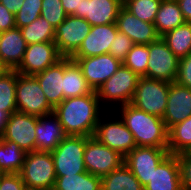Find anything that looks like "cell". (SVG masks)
<instances>
[{
  "label": "cell",
  "mask_w": 191,
  "mask_h": 190,
  "mask_svg": "<svg viewBox=\"0 0 191 190\" xmlns=\"http://www.w3.org/2000/svg\"><path fill=\"white\" fill-rule=\"evenodd\" d=\"M123 5L119 0H81L80 11L72 15L84 18L91 26L116 23Z\"/></svg>",
  "instance_id": "cell-19"
},
{
  "label": "cell",
  "mask_w": 191,
  "mask_h": 190,
  "mask_svg": "<svg viewBox=\"0 0 191 190\" xmlns=\"http://www.w3.org/2000/svg\"><path fill=\"white\" fill-rule=\"evenodd\" d=\"M169 154L168 148L136 146L124 157V164L144 187L149 183L158 165Z\"/></svg>",
  "instance_id": "cell-10"
},
{
  "label": "cell",
  "mask_w": 191,
  "mask_h": 190,
  "mask_svg": "<svg viewBox=\"0 0 191 190\" xmlns=\"http://www.w3.org/2000/svg\"><path fill=\"white\" fill-rule=\"evenodd\" d=\"M0 2L13 14H16L21 6L23 5L24 0H0Z\"/></svg>",
  "instance_id": "cell-44"
},
{
  "label": "cell",
  "mask_w": 191,
  "mask_h": 190,
  "mask_svg": "<svg viewBox=\"0 0 191 190\" xmlns=\"http://www.w3.org/2000/svg\"><path fill=\"white\" fill-rule=\"evenodd\" d=\"M175 82L191 89V53L179 59Z\"/></svg>",
  "instance_id": "cell-38"
},
{
  "label": "cell",
  "mask_w": 191,
  "mask_h": 190,
  "mask_svg": "<svg viewBox=\"0 0 191 190\" xmlns=\"http://www.w3.org/2000/svg\"><path fill=\"white\" fill-rule=\"evenodd\" d=\"M101 121L100 117L93 134L97 141L117 151L123 157L137 146L133 134L122 119L105 123Z\"/></svg>",
  "instance_id": "cell-13"
},
{
  "label": "cell",
  "mask_w": 191,
  "mask_h": 190,
  "mask_svg": "<svg viewBox=\"0 0 191 190\" xmlns=\"http://www.w3.org/2000/svg\"><path fill=\"white\" fill-rule=\"evenodd\" d=\"M50 118L52 120H49ZM35 130L36 151L51 152L67 136L58 117L54 113L41 117L36 116Z\"/></svg>",
  "instance_id": "cell-21"
},
{
  "label": "cell",
  "mask_w": 191,
  "mask_h": 190,
  "mask_svg": "<svg viewBox=\"0 0 191 190\" xmlns=\"http://www.w3.org/2000/svg\"><path fill=\"white\" fill-rule=\"evenodd\" d=\"M191 116V89L176 82L169 84L167 106L163 121L167 129Z\"/></svg>",
  "instance_id": "cell-18"
},
{
  "label": "cell",
  "mask_w": 191,
  "mask_h": 190,
  "mask_svg": "<svg viewBox=\"0 0 191 190\" xmlns=\"http://www.w3.org/2000/svg\"><path fill=\"white\" fill-rule=\"evenodd\" d=\"M191 145V116L168 130V152L184 153Z\"/></svg>",
  "instance_id": "cell-31"
},
{
  "label": "cell",
  "mask_w": 191,
  "mask_h": 190,
  "mask_svg": "<svg viewBox=\"0 0 191 190\" xmlns=\"http://www.w3.org/2000/svg\"><path fill=\"white\" fill-rule=\"evenodd\" d=\"M180 167L182 190H191V157L184 153L177 154Z\"/></svg>",
  "instance_id": "cell-39"
},
{
  "label": "cell",
  "mask_w": 191,
  "mask_h": 190,
  "mask_svg": "<svg viewBox=\"0 0 191 190\" xmlns=\"http://www.w3.org/2000/svg\"><path fill=\"white\" fill-rule=\"evenodd\" d=\"M144 190H182L177 155L169 154L158 165Z\"/></svg>",
  "instance_id": "cell-20"
},
{
  "label": "cell",
  "mask_w": 191,
  "mask_h": 190,
  "mask_svg": "<svg viewBox=\"0 0 191 190\" xmlns=\"http://www.w3.org/2000/svg\"><path fill=\"white\" fill-rule=\"evenodd\" d=\"M185 22L176 0H162L153 24L158 36L162 37Z\"/></svg>",
  "instance_id": "cell-25"
},
{
  "label": "cell",
  "mask_w": 191,
  "mask_h": 190,
  "mask_svg": "<svg viewBox=\"0 0 191 190\" xmlns=\"http://www.w3.org/2000/svg\"><path fill=\"white\" fill-rule=\"evenodd\" d=\"M139 76L123 64L98 89L99 101H113L121 103L120 106L131 103L137 87Z\"/></svg>",
  "instance_id": "cell-7"
},
{
  "label": "cell",
  "mask_w": 191,
  "mask_h": 190,
  "mask_svg": "<svg viewBox=\"0 0 191 190\" xmlns=\"http://www.w3.org/2000/svg\"><path fill=\"white\" fill-rule=\"evenodd\" d=\"M169 84L162 80L139 77L131 104L162 119L167 106Z\"/></svg>",
  "instance_id": "cell-6"
},
{
  "label": "cell",
  "mask_w": 191,
  "mask_h": 190,
  "mask_svg": "<svg viewBox=\"0 0 191 190\" xmlns=\"http://www.w3.org/2000/svg\"><path fill=\"white\" fill-rule=\"evenodd\" d=\"M16 28L15 14L0 2V32Z\"/></svg>",
  "instance_id": "cell-41"
},
{
  "label": "cell",
  "mask_w": 191,
  "mask_h": 190,
  "mask_svg": "<svg viewBox=\"0 0 191 190\" xmlns=\"http://www.w3.org/2000/svg\"><path fill=\"white\" fill-rule=\"evenodd\" d=\"M149 45L134 44L122 64L139 77H147Z\"/></svg>",
  "instance_id": "cell-33"
},
{
  "label": "cell",
  "mask_w": 191,
  "mask_h": 190,
  "mask_svg": "<svg viewBox=\"0 0 191 190\" xmlns=\"http://www.w3.org/2000/svg\"><path fill=\"white\" fill-rule=\"evenodd\" d=\"M24 190H44V189L25 186Z\"/></svg>",
  "instance_id": "cell-48"
},
{
  "label": "cell",
  "mask_w": 191,
  "mask_h": 190,
  "mask_svg": "<svg viewBox=\"0 0 191 190\" xmlns=\"http://www.w3.org/2000/svg\"><path fill=\"white\" fill-rule=\"evenodd\" d=\"M67 15L80 11L81 0H60Z\"/></svg>",
  "instance_id": "cell-42"
},
{
  "label": "cell",
  "mask_w": 191,
  "mask_h": 190,
  "mask_svg": "<svg viewBox=\"0 0 191 190\" xmlns=\"http://www.w3.org/2000/svg\"><path fill=\"white\" fill-rule=\"evenodd\" d=\"M19 174L27 187L52 190L56 173L51 152H27Z\"/></svg>",
  "instance_id": "cell-4"
},
{
  "label": "cell",
  "mask_w": 191,
  "mask_h": 190,
  "mask_svg": "<svg viewBox=\"0 0 191 190\" xmlns=\"http://www.w3.org/2000/svg\"><path fill=\"white\" fill-rule=\"evenodd\" d=\"M92 26L87 20L73 15L55 28L54 42L63 57H71L81 46L83 40L91 31Z\"/></svg>",
  "instance_id": "cell-11"
},
{
  "label": "cell",
  "mask_w": 191,
  "mask_h": 190,
  "mask_svg": "<svg viewBox=\"0 0 191 190\" xmlns=\"http://www.w3.org/2000/svg\"><path fill=\"white\" fill-rule=\"evenodd\" d=\"M63 56L55 42H42L27 45L22 62L16 71L19 74L34 76L55 65Z\"/></svg>",
  "instance_id": "cell-12"
},
{
  "label": "cell",
  "mask_w": 191,
  "mask_h": 190,
  "mask_svg": "<svg viewBox=\"0 0 191 190\" xmlns=\"http://www.w3.org/2000/svg\"><path fill=\"white\" fill-rule=\"evenodd\" d=\"M11 69L5 64V62L0 58V77L8 73Z\"/></svg>",
  "instance_id": "cell-46"
},
{
  "label": "cell",
  "mask_w": 191,
  "mask_h": 190,
  "mask_svg": "<svg viewBox=\"0 0 191 190\" xmlns=\"http://www.w3.org/2000/svg\"><path fill=\"white\" fill-rule=\"evenodd\" d=\"M26 48L27 43L20 28L0 32V58L11 70L19 67Z\"/></svg>",
  "instance_id": "cell-23"
},
{
  "label": "cell",
  "mask_w": 191,
  "mask_h": 190,
  "mask_svg": "<svg viewBox=\"0 0 191 190\" xmlns=\"http://www.w3.org/2000/svg\"><path fill=\"white\" fill-rule=\"evenodd\" d=\"M9 114L5 111H2L0 109V138L3 136L5 128H6V123L9 119Z\"/></svg>",
  "instance_id": "cell-45"
},
{
  "label": "cell",
  "mask_w": 191,
  "mask_h": 190,
  "mask_svg": "<svg viewBox=\"0 0 191 190\" xmlns=\"http://www.w3.org/2000/svg\"><path fill=\"white\" fill-rule=\"evenodd\" d=\"M71 59L77 62L88 85L94 91H97V89L107 81L122 64V62L115 59L109 53L86 58Z\"/></svg>",
  "instance_id": "cell-15"
},
{
  "label": "cell",
  "mask_w": 191,
  "mask_h": 190,
  "mask_svg": "<svg viewBox=\"0 0 191 190\" xmlns=\"http://www.w3.org/2000/svg\"><path fill=\"white\" fill-rule=\"evenodd\" d=\"M27 45L54 42L55 28L43 17L39 16L29 25L20 28Z\"/></svg>",
  "instance_id": "cell-30"
},
{
  "label": "cell",
  "mask_w": 191,
  "mask_h": 190,
  "mask_svg": "<svg viewBox=\"0 0 191 190\" xmlns=\"http://www.w3.org/2000/svg\"><path fill=\"white\" fill-rule=\"evenodd\" d=\"M124 163V157L117 151L97 141L94 137L86 136L84 164L87 172L103 177Z\"/></svg>",
  "instance_id": "cell-9"
},
{
  "label": "cell",
  "mask_w": 191,
  "mask_h": 190,
  "mask_svg": "<svg viewBox=\"0 0 191 190\" xmlns=\"http://www.w3.org/2000/svg\"><path fill=\"white\" fill-rule=\"evenodd\" d=\"M133 46L134 42L127 35L118 31L111 43L109 54L120 62H123Z\"/></svg>",
  "instance_id": "cell-37"
},
{
  "label": "cell",
  "mask_w": 191,
  "mask_h": 190,
  "mask_svg": "<svg viewBox=\"0 0 191 190\" xmlns=\"http://www.w3.org/2000/svg\"><path fill=\"white\" fill-rule=\"evenodd\" d=\"M34 77L38 80L47 101L53 108L64 100V57L55 65L46 68L44 71L34 75Z\"/></svg>",
  "instance_id": "cell-22"
},
{
  "label": "cell",
  "mask_w": 191,
  "mask_h": 190,
  "mask_svg": "<svg viewBox=\"0 0 191 190\" xmlns=\"http://www.w3.org/2000/svg\"><path fill=\"white\" fill-rule=\"evenodd\" d=\"M0 109L9 115L17 112L16 70H10L0 77Z\"/></svg>",
  "instance_id": "cell-32"
},
{
  "label": "cell",
  "mask_w": 191,
  "mask_h": 190,
  "mask_svg": "<svg viewBox=\"0 0 191 190\" xmlns=\"http://www.w3.org/2000/svg\"><path fill=\"white\" fill-rule=\"evenodd\" d=\"M121 2L122 5H124L126 2H128L129 0H119Z\"/></svg>",
  "instance_id": "cell-49"
},
{
  "label": "cell",
  "mask_w": 191,
  "mask_h": 190,
  "mask_svg": "<svg viewBox=\"0 0 191 190\" xmlns=\"http://www.w3.org/2000/svg\"><path fill=\"white\" fill-rule=\"evenodd\" d=\"M122 119L137 146L168 147V129L163 119L150 115L131 103L120 107Z\"/></svg>",
  "instance_id": "cell-2"
},
{
  "label": "cell",
  "mask_w": 191,
  "mask_h": 190,
  "mask_svg": "<svg viewBox=\"0 0 191 190\" xmlns=\"http://www.w3.org/2000/svg\"><path fill=\"white\" fill-rule=\"evenodd\" d=\"M36 116L20 112L12 113L6 123L3 136L27 152L36 151Z\"/></svg>",
  "instance_id": "cell-14"
},
{
  "label": "cell",
  "mask_w": 191,
  "mask_h": 190,
  "mask_svg": "<svg viewBox=\"0 0 191 190\" xmlns=\"http://www.w3.org/2000/svg\"><path fill=\"white\" fill-rule=\"evenodd\" d=\"M85 146L86 136L67 135L51 151L56 177L76 175L87 171L84 164Z\"/></svg>",
  "instance_id": "cell-3"
},
{
  "label": "cell",
  "mask_w": 191,
  "mask_h": 190,
  "mask_svg": "<svg viewBox=\"0 0 191 190\" xmlns=\"http://www.w3.org/2000/svg\"><path fill=\"white\" fill-rule=\"evenodd\" d=\"M184 154L188 157H191V145L187 148V150L184 152Z\"/></svg>",
  "instance_id": "cell-47"
},
{
  "label": "cell",
  "mask_w": 191,
  "mask_h": 190,
  "mask_svg": "<svg viewBox=\"0 0 191 190\" xmlns=\"http://www.w3.org/2000/svg\"><path fill=\"white\" fill-rule=\"evenodd\" d=\"M26 152L18 144L0 138V171L3 174L20 173Z\"/></svg>",
  "instance_id": "cell-27"
},
{
  "label": "cell",
  "mask_w": 191,
  "mask_h": 190,
  "mask_svg": "<svg viewBox=\"0 0 191 190\" xmlns=\"http://www.w3.org/2000/svg\"><path fill=\"white\" fill-rule=\"evenodd\" d=\"M186 22L191 23V0H176Z\"/></svg>",
  "instance_id": "cell-43"
},
{
  "label": "cell",
  "mask_w": 191,
  "mask_h": 190,
  "mask_svg": "<svg viewBox=\"0 0 191 190\" xmlns=\"http://www.w3.org/2000/svg\"><path fill=\"white\" fill-rule=\"evenodd\" d=\"M92 91V88L88 85L77 62L70 57H64V99L87 95Z\"/></svg>",
  "instance_id": "cell-24"
},
{
  "label": "cell",
  "mask_w": 191,
  "mask_h": 190,
  "mask_svg": "<svg viewBox=\"0 0 191 190\" xmlns=\"http://www.w3.org/2000/svg\"><path fill=\"white\" fill-rule=\"evenodd\" d=\"M52 190H102L101 177L84 172L56 177Z\"/></svg>",
  "instance_id": "cell-28"
},
{
  "label": "cell",
  "mask_w": 191,
  "mask_h": 190,
  "mask_svg": "<svg viewBox=\"0 0 191 190\" xmlns=\"http://www.w3.org/2000/svg\"><path fill=\"white\" fill-rule=\"evenodd\" d=\"M17 112L41 117L53 113L38 80L34 76L19 74L16 71Z\"/></svg>",
  "instance_id": "cell-5"
},
{
  "label": "cell",
  "mask_w": 191,
  "mask_h": 190,
  "mask_svg": "<svg viewBox=\"0 0 191 190\" xmlns=\"http://www.w3.org/2000/svg\"><path fill=\"white\" fill-rule=\"evenodd\" d=\"M116 25L134 44L149 45L159 38L153 23L140 20L124 6L118 12Z\"/></svg>",
  "instance_id": "cell-17"
},
{
  "label": "cell",
  "mask_w": 191,
  "mask_h": 190,
  "mask_svg": "<svg viewBox=\"0 0 191 190\" xmlns=\"http://www.w3.org/2000/svg\"><path fill=\"white\" fill-rule=\"evenodd\" d=\"M25 184L19 173L2 174L0 176V190H24Z\"/></svg>",
  "instance_id": "cell-40"
},
{
  "label": "cell",
  "mask_w": 191,
  "mask_h": 190,
  "mask_svg": "<svg viewBox=\"0 0 191 190\" xmlns=\"http://www.w3.org/2000/svg\"><path fill=\"white\" fill-rule=\"evenodd\" d=\"M117 32L116 23L92 26L79 49L70 58H86L108 54Z\"/></svg>",
  "instance_id": "cell-16"
},
{
  "label": "cell",
  "mask_w": 191,
  "mask_h": 190,
  "mask_svg": "<svg viewBox=\"0 0 191 190\" xmlns=\"http://www.w3.org/2000/svg\"><path fill=\"white\" fill-rule=\"evenodd\" d=\"M40 16L56 28L66 19L67 14L60 0H42Z\"/></svg>",
  "instance_id": "cell-36"
},
{
  "label": "cell",
  "mask_w": 191,
  "mask_h": 190,
  "mask_svg": "<svg viewBox=\"0 0 191 190\" xmlns=\"http://www.w3.org/2000/svg\"><path fill=\"white\" fill-rule=\"evenodd\" d=\"M162 0H129L123 6L142 21L154 23Z\"/></svg>",
  "instance_id": "cell-34"
},
{
  "label": "cell",
  "mask_w": 191,
  "mask_h": 190,
  "mask_svg": "<svg viewBox=\"0 0 191 190\" xmlns=\"http://www.w3.org/2000/svg\"><path fill=\"white\" fill-rule=\"evenodd\" d=\"M42 0H24L20 10L15 14L16 28L29 25L41 14Z\"/></svg>",
  "instance_id": "cell-35"
},
{
  "label": "cell",
  "mask_w": 191,
  "mask_h": 190,
  "mask_svg": "<svg viewBox=\"0 0 191 190\" xmlns=\"http://www.w3.org/2000/svg\"><path fill=\"white\" fill-rule=\"evenodd\" d=\"M168 48L180 59L191 53V23L185 22L162 36Z\"/></svg>",
  "instance_id": "cell-29"
},
{
  "label": "cell",
  "mask_w": 191,
  "mask_h": 190,
  "mask_svg": "<svg viewBox=\"0 0 191 190\" xmlns=\"http://www.w3.org/2000/svg\"><path fill=\"white\" fill-rule=\"evenodd\" d=\"M178 64L179 58L168 48L162 37L149 44L147 78L175 82Z\"/></svg>",
  "instance_id": "cell-8"
},
{
  "label": "cell",
  "mask_w": 191,
  "mask_h": 190,
  "mask_svg": "<svg viewBox=\"0 0 191 190\" xmlns=\"http://www.w3.org/2000/svg\"><path fill=\"white\" fill-rule=\"evenodd\" d=\"M100 101L96 91L64 99L54 108L66 135L93 137L100 118Z\"/></svg>",
  "instance_id": "cell-1"
},
{
  "label": "cell",
  "mask_w": 191,
  "mask_h": 190,
  "mask_svg": "<svg viewBox=\"0 0 191 190\" xmlns=\"http://www.w3.org/2000/svg\"><path fill=\"white\" fill-rule=\"evenodd\" d=\"M101 185L102 190H144L140 181L124 163L101 177Z\"/></svg>",
  "instance_id": "cell-26"
}]
</instances>
